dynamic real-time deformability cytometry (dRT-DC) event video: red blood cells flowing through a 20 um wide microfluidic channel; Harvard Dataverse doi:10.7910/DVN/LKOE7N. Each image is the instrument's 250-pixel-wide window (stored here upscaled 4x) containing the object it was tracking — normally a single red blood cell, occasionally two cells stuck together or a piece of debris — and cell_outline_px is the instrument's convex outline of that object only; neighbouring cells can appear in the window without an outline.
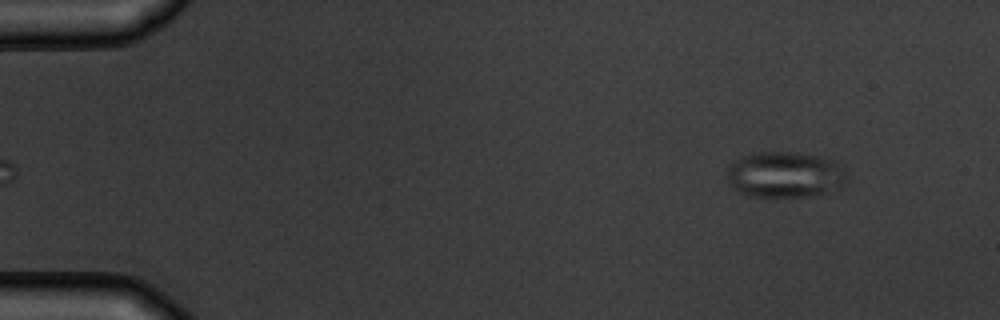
{"species": "common noctule bat (a hibernating species)", "species_latin": "Nyctalus noctula", "temperature_condition": "warm", "stored_images_in_passage": 5, "camera_frame_rate_fps": 3000, "um_per_image_px": 0.085, "animal": {"sex": "male", "body_mass_g": 19.5, "forearm_length_mm": 54.6}, "frame": {"image": 1, "passage_image": 5, "time_ms": 4.667, "image_size_px": [1000, 320], "cell_outline_px": [[848, 180], [844, 188], [804, 196], [748, 196], [732, 188], [728, 180], [728, 164], [744, 156], [760, 152], [800, 152], [828, 156], [840, 160], [844, 164], [848, 176]], "centroid_in_image_um": [66.85, 14.81], "position_along_channel_um": 18.1, "area_um2": 32.95}}